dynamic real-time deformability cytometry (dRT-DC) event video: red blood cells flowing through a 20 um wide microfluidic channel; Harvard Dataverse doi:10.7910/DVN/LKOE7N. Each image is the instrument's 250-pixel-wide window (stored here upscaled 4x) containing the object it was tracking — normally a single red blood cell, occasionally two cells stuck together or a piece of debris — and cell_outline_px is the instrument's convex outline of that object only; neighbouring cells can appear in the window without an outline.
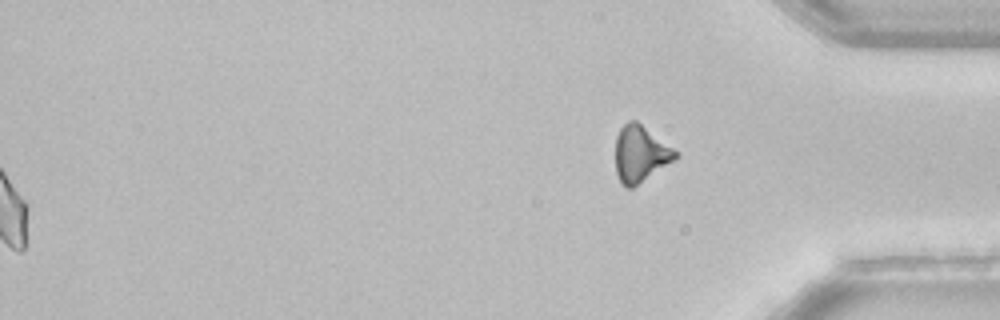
{"species": "common noctule bat (a hibernating species)", "species_latin": "Nyctalus noctula", "temperature_condition": "room temperature", "stored_images_in_passage": 49, "segment_of_instrument_passage": [2, 2], "camera_frame_rate_fps": 3000, "um_per_image_px": 0.085, "animal": {"sex": "female", "body_mass_g": 22.7, "forearm_length_mm": 54.2}, "frame": {"image": 1, "passage_image": 49, "time_ms": 16.0, "image_size_px": [1000, 320], "cell_outline_px": [[680, 156], [676, 160], [632, 188], [628, 188], [620, 184], [616, 172], [616, 136], [620, 128], [628, 120], [636, 120], [680, 152]], "centroid_in_image_um": [54.46, 13.08], "position_along_channel_um": 380.7, "area_um2": 20.06}}